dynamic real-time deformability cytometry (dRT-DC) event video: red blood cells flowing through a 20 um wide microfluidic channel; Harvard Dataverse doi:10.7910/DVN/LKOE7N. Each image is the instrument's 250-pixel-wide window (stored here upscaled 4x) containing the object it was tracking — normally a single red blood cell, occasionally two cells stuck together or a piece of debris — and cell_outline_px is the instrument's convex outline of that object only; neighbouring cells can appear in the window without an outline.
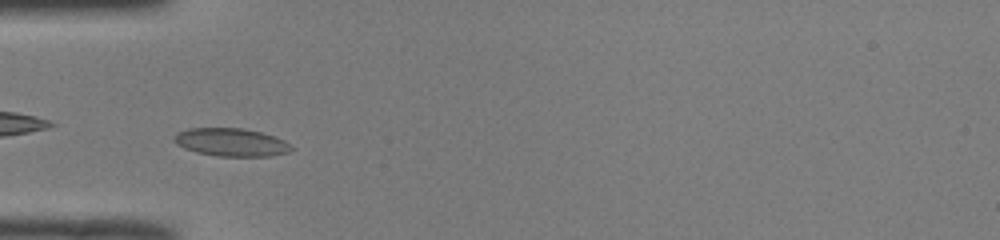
{"species": "common noctule bat (a hibernating species)", "species_latin": "Nyctalus noctula", "temperature_condition": "room temperature", "stored_images_in_passage": 34, "camera_frame_rate_fps": 3000, "um_per_image_px": 0.085, "animal": {"sex": "male", "body_mass_g": 19.0, "forearm_length_mm": 50.8}, "frame": {"image": 1, "passage_image": 7, "time_ms": 2.0, "image_size_px": [1000, 240], "cell_outline_px": [[292, 148], [288, 152], [272, 156], [216, 156], [196, 152], [184, 148], [176, 144], [172, 140], [172, 136], [176, 132], [188, 128], [244, 128], [276, 136], [284, 140]], "centroid_in_image_um": [19.59, 12.08], "position_along_channel_um": 65.4, "area_um2": 19.31}}
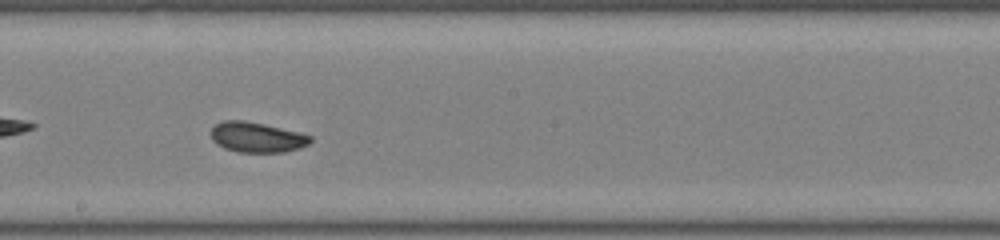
{"frame": {"image": 2, "passage_image": 19, "time_ms": 6.0, "image_size_px": [1000, 240], "cell_outline_px": [[312, 140], [308, 144], [300, 148], [284, 152], [236, 152], [224, 148], [216, 144], [212, 140], [208, 132], [216, 124], [224, 120], [244, 120], [264, 124], [300, 132], [312, 136]], "centroid_in_image_um": [21.8, 11.66], "position_along_channel_um": 226.4, "area_um2": 17.74}}
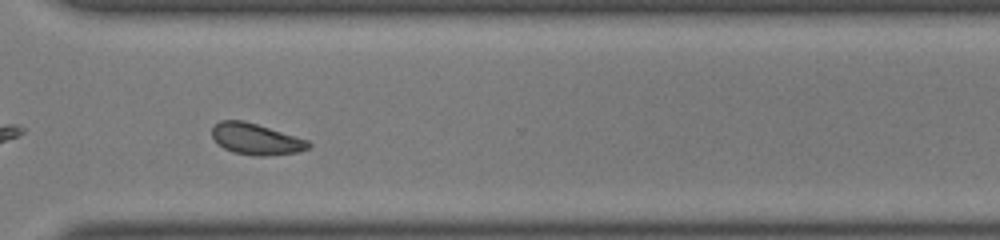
{"frame": {"image": 3, "passage_image": 28, "time_ms": 9.0, "image_size_px": [1000, 240], "cell_outline_px": [[312, 148], [296, 152], [268, 156], [252, 156], [232, 152], [224, 148], [212, 136], [212, 128], [220, 120], [244, 120], [308, 140], [312, 144]], "centroid_in_image_um": [21.78, 11.83], "position_along_channel_um": 348.8, "area_um2": 17.57}, "authors_computed_cell_mechanics": {"area_um2": 17.7157, "velocity_mm_per_s": 4.0632, "shape_relaxation_time_tau1_ms": 1.6941, "shape_relaxation_time_tau2_ms": 3.6468, "deformation_change_tau1": 0.0905, "deformation_change_tau2": 0.083}}